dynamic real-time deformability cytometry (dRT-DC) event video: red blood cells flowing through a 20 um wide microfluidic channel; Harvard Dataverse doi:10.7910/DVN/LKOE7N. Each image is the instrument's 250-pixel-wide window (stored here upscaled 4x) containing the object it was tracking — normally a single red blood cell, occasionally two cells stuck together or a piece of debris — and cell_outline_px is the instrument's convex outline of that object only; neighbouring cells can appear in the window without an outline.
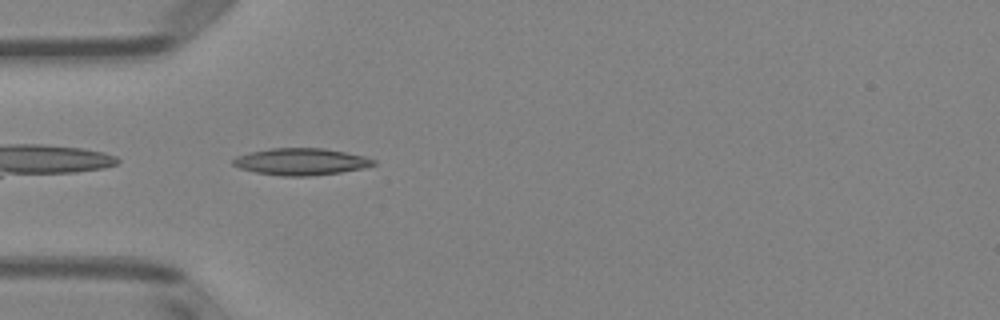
{"species": "Egyptian fruit bat (a non-hibernating species)", "species_latin": "Rousettus aegyptiacus", "temperature_condition": "room temperature", "stored_images_in_passage": 36, "camera_frame_rate_fps": 3000, "um_per_image_px": 0.085, "animal": {"sex": "female"}, "frame": {"image": 1, "passage_image": 1, "time_ms": 0.0, "image_size_px": [1000, 320], "cell_outline_px": [[376, 164], [364, 168], [340, 172], [308, 176], [280, 176], [256, 172], [240, 168], [232, 164], [232, 160], [236, 156], [248, 152], [272, 148], [324, 148], [364, 156], [376, 160]], "centroid_in_image_um": [25.57, 13.74], "position_along_channel_um": 59.4, "area_um2": 21.96}}
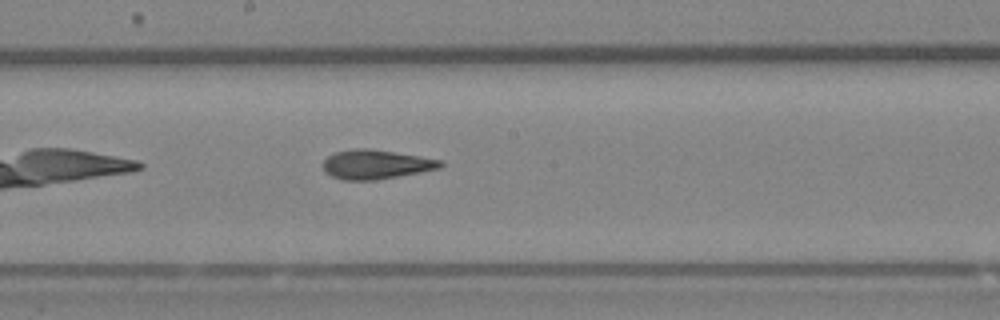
{"frame": {"image": 2, "passage_image": 13, "time_ms": 4.0, "image_size_px": [1000, 320], "cell_outline_px": [[444, 164], [440, 168], [420, 172], [376, 180], [344, 180], [332, 176], [324, 172], [324, 160], [328, 156], [336, 152], [352, 148], [368, 148], [420, 156], [440, 160]], "centroid_in_image_um": [31.94, 13.97], "position_along_channel_um": 216.3, "area_um2": 19.88}}
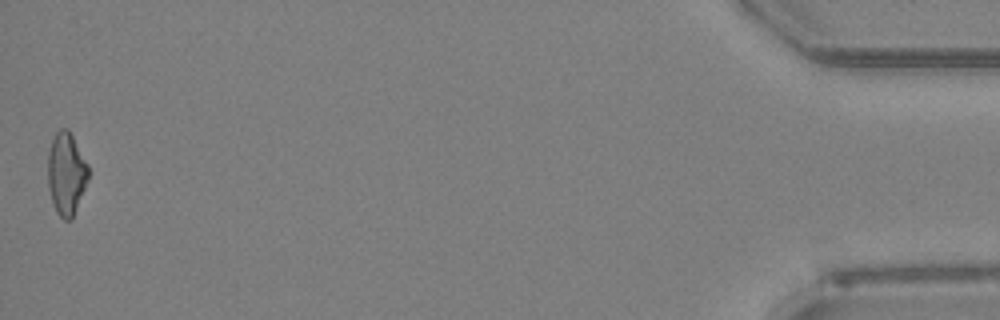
{"frame": {"image": 3, "passage_image": 36, "time_ms": 11.667, "image_size_px": [1000, 320], "cell_outline_px": [[88, 180], [72, 220], [64, 220], [56, 212], [52, 204], [48, 188], [48, 152], [52, 140], [56, 132], [60, 128], [68, 128], [88, 164]], "centroid_in_image_um": [5.63, 14.78], "position_along_channel_um": 429.6, "area_um2": 19.59}, "authors_computed_cell_mechanics": {"area_um2": 19.6231, "velocity_mm_per_s": 4.0086, "shape_relaxation_time_tau1_ms": 4.8444, "shape_relaxation_time_tau2_ms": 2.6497, "deformation_change_tau1": 0.1772, "deformation_change_tau2": 0.1234}}